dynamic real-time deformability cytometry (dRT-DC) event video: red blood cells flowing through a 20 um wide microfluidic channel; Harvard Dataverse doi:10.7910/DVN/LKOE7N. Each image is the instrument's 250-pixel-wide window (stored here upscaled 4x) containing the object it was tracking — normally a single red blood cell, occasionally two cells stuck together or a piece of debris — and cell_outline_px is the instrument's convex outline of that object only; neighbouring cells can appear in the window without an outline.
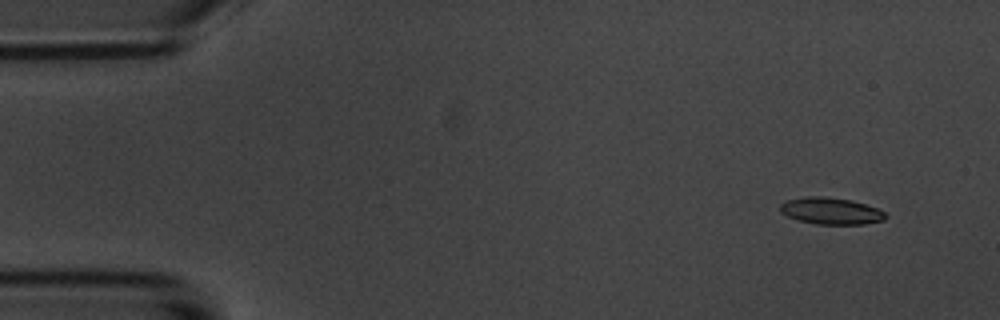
{"species": "common noctule bat (a hibernating species)", "species_latin": "Nyctalus noctula", "temperature_condition": "room temperature", "stored_images_in_passage": 54, "camera_frame_rate_fps": 3000, "um_per_image_px": 0.085, "animal": {"sex": "male", "body_mass_g": 20.1, "forearm_length_mm": 53.5}, "frame": {"image": 1, "passage_image": 2, "time_ms": 0.333, "image_size_px": [1000, 320], "cell_outline_px": [[888, 216], [884, 220], [864, 224], [816, 224], [800, 220], [788, 216], [780, 212], [780, 204], [788, 200], [808, 196], [820, 196], [852, 200], [876, 208], [884, 212]], "centroid_in_image_um": [70.64, 17.93], "position_along_channel_um": 14.4, "area_um2": 16.24}}
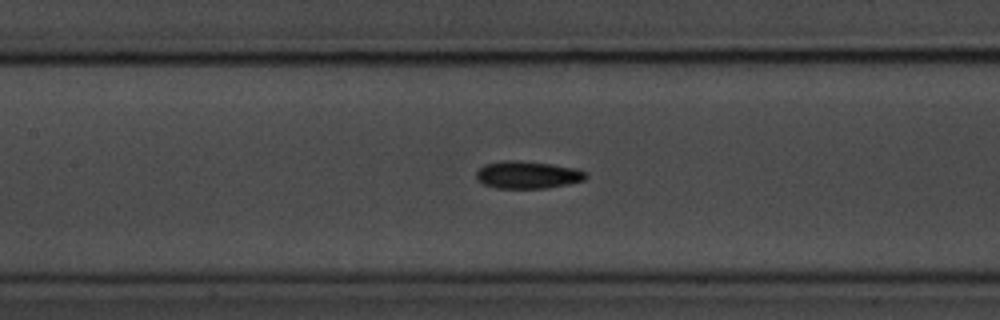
{"frame": {"image": 2, "passage_image": 23, "time_ms": 7.333, "image_size_px": [1000, 320], "cell_outline_px": [[588, 176], [584, 180], [568, 184], [548, 188], [496, 188], [484, 184], [476, 180], [476, 172], [484, 164], [500, 160], [520, 160], [576, 168], [588, 172]], "centroid_in_image_um": [44.84, 14.86], "position_along_channel_um": 162.6, "area_um2": 17.69}}
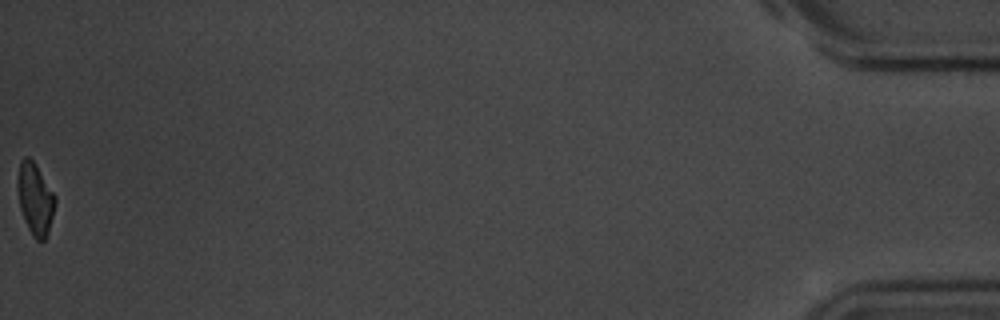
{"frame": {"image": 3, "passage_image": 54, "time_ms": 17.667, "image_size_px": [1000, 320], "cell_outline_px": [[56, 204], [48, 232], [44, 240], [36, 240], [32, 236], [24, 220], [20, 208], [16, 188], [16, 184], [20, 160], [24, 156], [28, 156], [32, 160], [56, 196]], "centroid_in_image_um": [2.97, 16.9], "position_along_channel_um": 432.2, "area_um2": 15.78}, "authors_computed_cell_mechanics": {"area_um2": 16.7331, "velocity_mm_per_s": 3.5896, "shape_relaxation_time_tau1_ms": 2.5476, "shape_relaxation_time_tau2_ms": 3.7507, "deformation_change_tau1": 0.1019, "deformation_change_tau2": 0.0934}}